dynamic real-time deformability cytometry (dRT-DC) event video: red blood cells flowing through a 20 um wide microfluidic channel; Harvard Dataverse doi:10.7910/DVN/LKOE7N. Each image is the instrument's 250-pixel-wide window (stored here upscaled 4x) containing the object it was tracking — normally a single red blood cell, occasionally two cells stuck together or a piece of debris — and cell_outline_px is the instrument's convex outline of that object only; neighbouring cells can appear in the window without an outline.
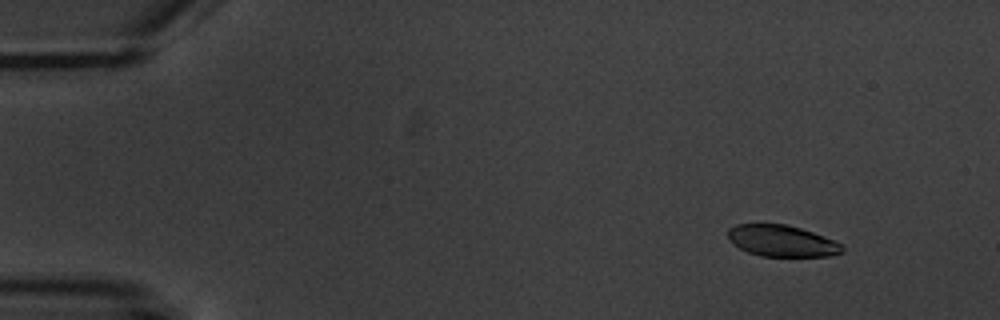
{"species": "common noctule bat (a hibernating species)", "species_latin": "Nyctalus noctula", "temperature_condition": "warm", "stored_images_in_passage": 5, "camera_frame_rate_fps": 3000, "um_per_image_px": 0.085, "animal": {"sex": "male", "body_mass_g": 20.1, "forearm_length_mm": 53.5}, "frame": {"image": 1, "passage_image": 2, "time_ms": 1.333, "image_size_px": [1000, 320], "cell_outline_px": [[844, 252], [832, 256], [760, 256], [748, 252], [740, 248], [728, 236], [728, 228], [736, 224], [788, 224], [824, 236], [840, 244], [844, 248]], "centroid_in_image_um": [66.48, 20.47], "position_along_channel_um": 18.5, "area_um2": 20.75}}
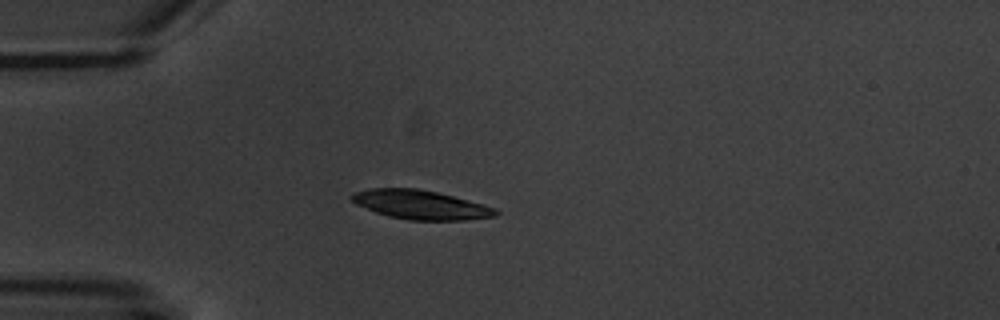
{"frame": {"image": 2, "passage_image": 5, "time_ms": 4.667, "image_size_px": [1000, 320], "cell_outline_px": [[500, 212], [496, 216], [464, 220], [408, 220], [388, 216], [376, 212], [356, 204], [348, 196], [352, 192], [368, 188], [416, 188], [436, 192], [484, 204], [496, 208]], "centroid_in_image_um": [35.73, 17.4], "position_along_channel_um": 49.3, "area_um2": 24.45}}